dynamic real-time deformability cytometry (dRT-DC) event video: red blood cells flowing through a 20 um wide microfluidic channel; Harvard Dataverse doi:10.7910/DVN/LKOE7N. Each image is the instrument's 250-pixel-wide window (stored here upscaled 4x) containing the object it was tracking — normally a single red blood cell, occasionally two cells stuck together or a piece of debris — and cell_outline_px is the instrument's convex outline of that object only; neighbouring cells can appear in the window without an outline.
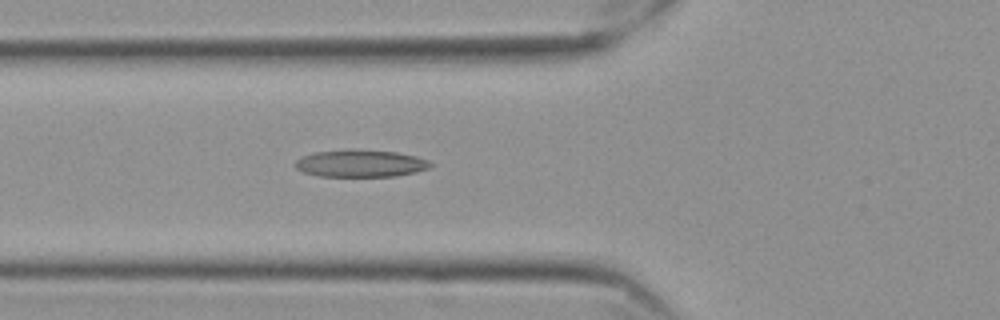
{"species": "Egyptian fruit bat (a non-hibernating species)", "species_latin": "Rousettus aegyptiacus", "temperature_condition": "cold", "stored_images_in_passage": 18, "camera_frame_rate_fps": 3000, "um_per_image_px": 0.085, "frame": {"image": 1, "passage_image": 11, "time_ms": 3.333, "image_size_px": [1000, 320], "cell_outline_px": [[432, 164], [428, 168], [416, 172], [396, 176], [320, 176], [304, 172], [296, 168], [292, 164], [296, 160], [312, 152], [348, 148], [352, 148], [396, 152], [416, 156], [428, 160]], "centroid_in_image_um": [30.61, 13.87], "position_along_channel_um": 95.2, "area_um2": 21.73}}